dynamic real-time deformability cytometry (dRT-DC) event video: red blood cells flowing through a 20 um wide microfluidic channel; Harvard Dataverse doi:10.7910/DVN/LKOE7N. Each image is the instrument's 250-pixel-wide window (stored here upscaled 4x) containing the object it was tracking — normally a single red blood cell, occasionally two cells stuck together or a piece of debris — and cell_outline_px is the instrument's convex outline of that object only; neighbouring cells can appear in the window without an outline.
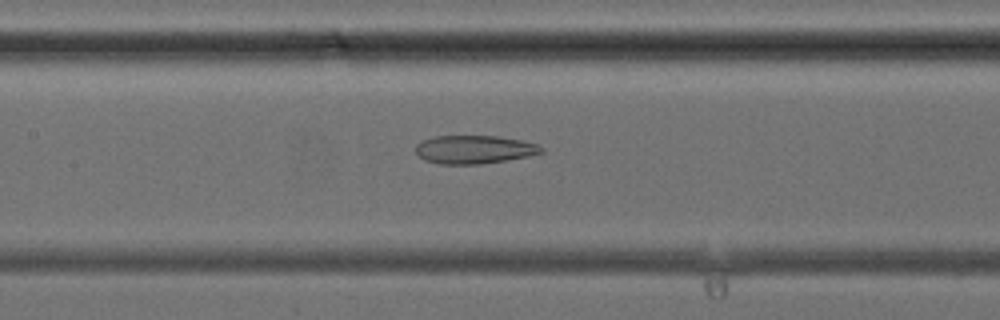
{"species": "common noctule bat (a hibernating species)", "species_latin": "Nyctalus noctula", "temperature_condition": "cold", "stored_images_in_passage": 31, "camera_frame_rate_fps": 3000, "um_per_image_px": 0.085, "animal": {"sex": "female", "body_mass_g": 24.6, "forearm_length_mm": 56.2}, "frame": {"image": 1, "passage_image": 11, "time_ms": 3.333, "image_size_px": [1000, 320], "cell_outline_px": [[544, 152], [528, 156], [480, 164], [440, 164], [424, 160], [416, 152], [416, 144], [424, 140], [436, 136], [496, 136], [520, 140], [536, 144], [544, 148]], "centroid_in_image_um": [40.3, 12.71], "position_along_channel_um": 167.1, "area_um2": 20.52}}
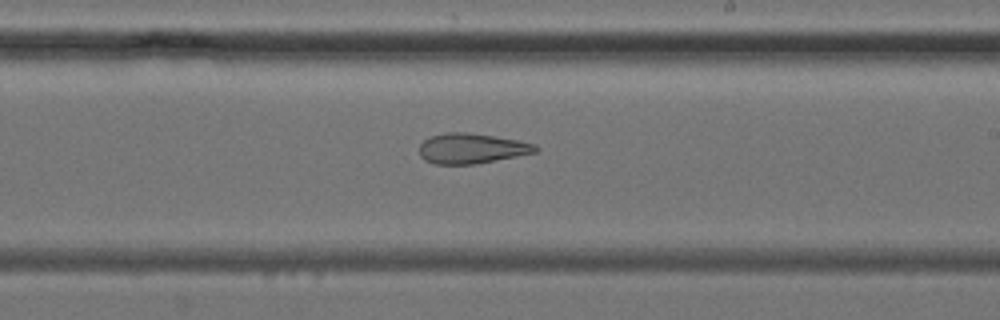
{"frame": {"image": 2, "passage_image": 16, "time_ms": 5.0, "image_size_px": [1000, 320], "cell_outline_px": [[540, 148], [536, 152], [476, 164], [436, 164], [424, 160], [420, 156], [420, 144], [424, 140], [432, 136], [448, 132], [468, 132], [516, 140], [536, 144]], "centroid_in_image_um": [40.08, 12.62], "position_along_channel_um": 248.9, "area_um2": 20.29}}
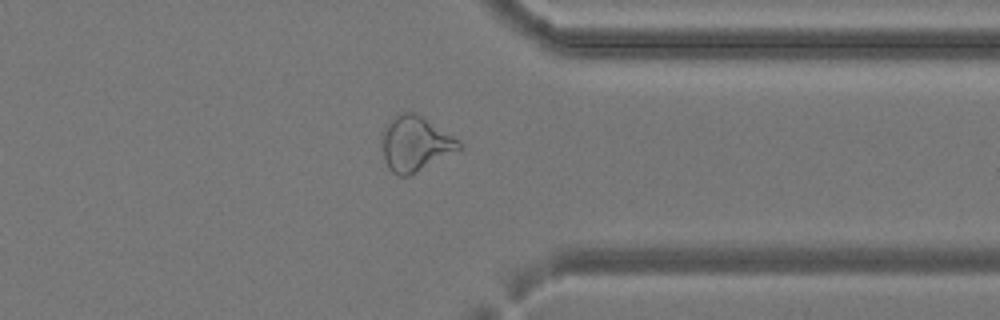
{"frame": {"image": 3, "passage_image": 24, "time_ms": 7.667, "image_size_px": [1000, 320], "cell_outline_px": [[464, 148], [408, 176], [400, 176], [392, 172], [388, 168], [384, 156], [380, 140], [380, 132], [400, 112], [412, 112], [420, 116], [460, 140]], "centroid_in_image_um": [35.29, 12.23], "position_along_channel_um": 376.1, "area_um2": 24.57}}